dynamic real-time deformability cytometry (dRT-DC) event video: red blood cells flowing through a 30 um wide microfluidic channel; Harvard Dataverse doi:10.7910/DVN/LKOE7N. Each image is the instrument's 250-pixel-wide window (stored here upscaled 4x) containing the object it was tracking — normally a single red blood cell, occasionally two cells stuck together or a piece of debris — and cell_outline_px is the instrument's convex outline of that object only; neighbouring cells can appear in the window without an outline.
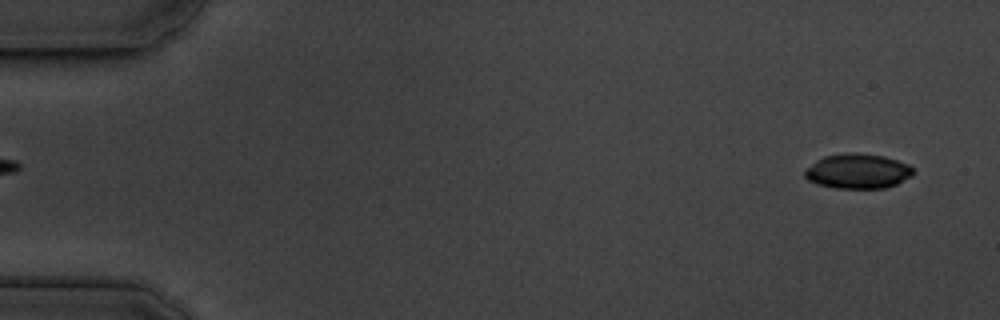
{"species": "common noctule bat (a hibernating species)", "species_latin": "Nyctalus noctula", "temperature_condition": "cold", "stored_images_in_passage": 5, "camera_frame_rate_fps": 3000, "um_per_image_px": 0.085, "animal": {"sex": "male", "body_mass_g": 19.5, "forearm_length_mm": 54.6}, "frame": {"image": 1, "passage_image": 2, "time_ms": 0.333, "image_size_px": [1000, 320], "cell_outline_px": [[912, 176], [896, 184], [884, 188], [836, 188], [816, 184], [808, 180], [804, 176], [804, 168], [816, 160], [824, 156], [848, 152], [856, 152], [884, 156], [908, 164], [912, 168]], "centroid_in_image_um": [72.86, 14.54], "position_along_channel_um": 12.1, "area_um2": 22.14}}